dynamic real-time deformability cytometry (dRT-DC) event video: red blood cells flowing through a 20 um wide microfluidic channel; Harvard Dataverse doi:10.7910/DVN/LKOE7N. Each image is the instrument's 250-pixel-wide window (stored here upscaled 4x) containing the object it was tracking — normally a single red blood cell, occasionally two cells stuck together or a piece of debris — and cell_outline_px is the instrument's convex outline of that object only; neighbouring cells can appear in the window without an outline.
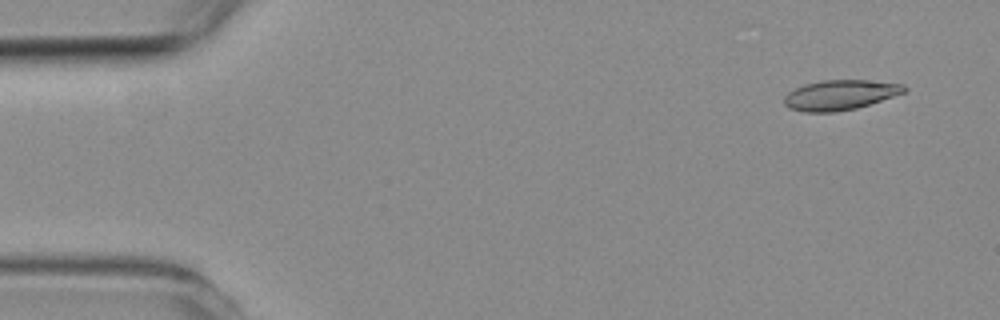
{"species": "common noctule bat (a hibernating species)", "species_latin": "Nyctalus noctula", "temperature_condition": "room temperature", "stored_images_in_passage": 5, "camera_frame_rate_fps": 3000, "um_per_image_px": 0.085, "animal": {"sex": "female", "body_mass_g": 19.3, "forearm_length_mm": 54.1}, "frame": {"image": 1, "passage_image": 2, "time_ms": 1.0, "image_size_px": [1000, 320], "cell_outline_px": [[908, 88], [904, 92], [856, 108], [836, 112], [804, 112], [788, 108], [784, 104], [784, 96], [788, 92], [804, 84], [820, 80], [868, 80], [904, 84]], "centroid_in_image_um": [71.36, 8.07], "position_along_channel_um": 13.6, "area_um2": 20.92}}
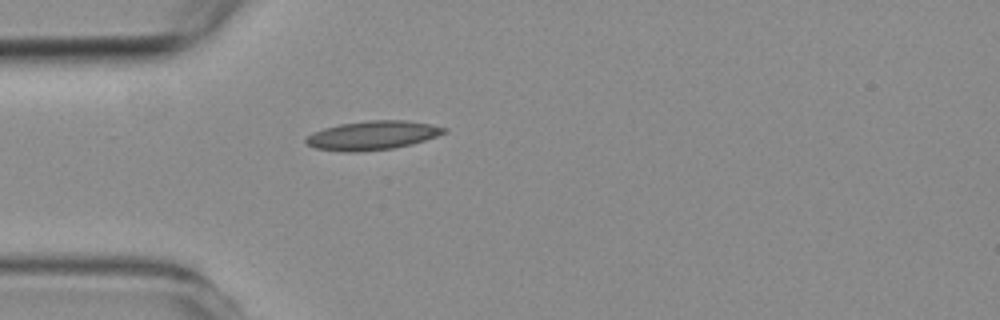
{"frame": {"image": 2, "passage_image": 5, "time_ms": 4.667, "image_size_px": [1000, 320], "cell_outline_px": [[448, 132], [412, 144], [392, 148], [356, 152], [348, 152], [316, 148], [308, 144], [304, 140], [304, 136], [312, 132], [324, 128], [340, 124], [372, 120], [404, 120], [432, 124], [448, 128]], "centroid_in_image_um": [31.66, 11.5], "position_along_channel_um": 53.3, "area_um2": 23.24}}